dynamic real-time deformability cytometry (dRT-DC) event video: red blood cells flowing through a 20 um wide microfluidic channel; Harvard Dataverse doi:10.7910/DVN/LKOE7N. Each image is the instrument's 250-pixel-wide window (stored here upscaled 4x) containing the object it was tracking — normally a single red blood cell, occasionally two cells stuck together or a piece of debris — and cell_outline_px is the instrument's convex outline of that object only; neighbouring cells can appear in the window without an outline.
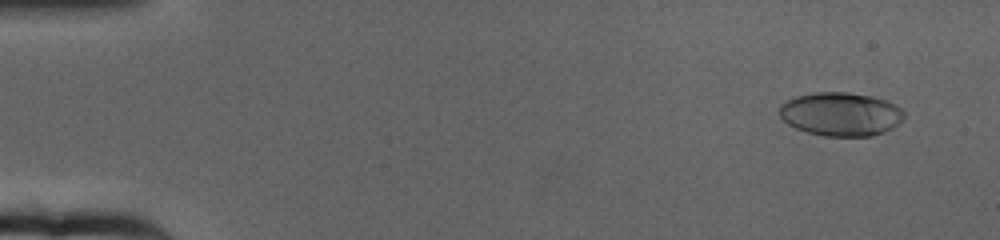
{"species": "human", "species_latin": "Homo sapiens", "temperature_condition": "cold", "stored_images_in_passage": 65, "camera_frame_rate_fps": 3000, "um_per_image_px": 0.085, "donor": {"sex": "female"}, "frame": {"image": 1, "passage_image": 5, "time_ms": 1.333, "image_size_px": [1000, 240], "cell_outline_px": [[904, 116], [892, 128], [884, 132], [872, 136], [824, 136], [808, 132], [796, 128], [788, 124], [780, 116], [780, 104], [796, 96], [816, 92], [848, 92], [872, 96], [888, 100], [900, 108], [904, 112]], "centroid_in_image_um": [71.47, 9.69], "position_along_channel_um": 13.5, "area_um2": 31.62}}
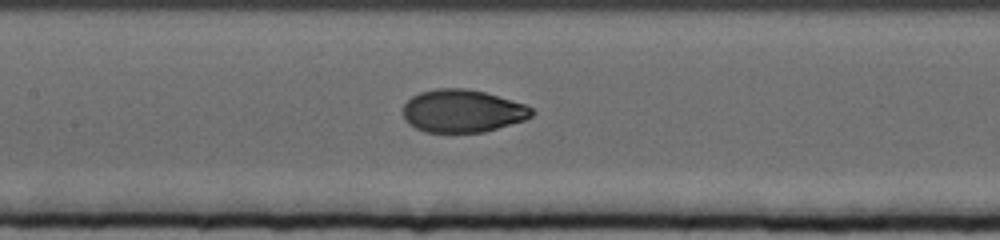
{"frame": {"image": 2, "passage_image": 32, "time_ms": 10.333, "image_size_px": [1000, 240], "cell_outline_px": [[536, 112], [532, 116], [524, 120], [484, 132], [424, 132], [408, 124], [404, 120], [404, 104], [412, 96], [420, 92], [436, 88], [464, 88], [484, 92], [524, 104], [532, 108]], "centroid_in_image_um": [39.29, 9.44], "position_along_channel_um": 168.1, "area_um2": 32.02}}
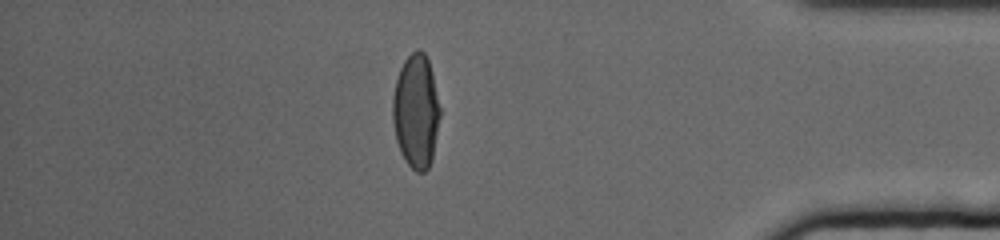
{"frame": {"image": 3, "passage_image": 57, "time_ms": 18.667, "image_size_px": [1000, 240], "cell_outline_px": [[440, 116], [432, 160], [428, 168], [424, 172], [416, 172], [404, 160], [400, 152], [396, 140], [392, 120], [392, 96], [396, 80], [400, 68], [404, 60], [416, 48], [420, 48], [424, 52], [428, 60], [432, 72], [440, 108]], "centroid_in_image_um": [35.35, 9.45], "position_along_channel_um": 399.9, "area_um2": 31.67}, "authors_computed_cell_mechanics": {"area_um2": 31.8478, "velocity_mm_per_s": 3.1663, "shape_relaxation_time_tau1_ms": 5.546, "shape_relaxation_time_tau2_ms": null, "deformation_change_tau1": 0.2019, "deformation_change_tau2": null}}